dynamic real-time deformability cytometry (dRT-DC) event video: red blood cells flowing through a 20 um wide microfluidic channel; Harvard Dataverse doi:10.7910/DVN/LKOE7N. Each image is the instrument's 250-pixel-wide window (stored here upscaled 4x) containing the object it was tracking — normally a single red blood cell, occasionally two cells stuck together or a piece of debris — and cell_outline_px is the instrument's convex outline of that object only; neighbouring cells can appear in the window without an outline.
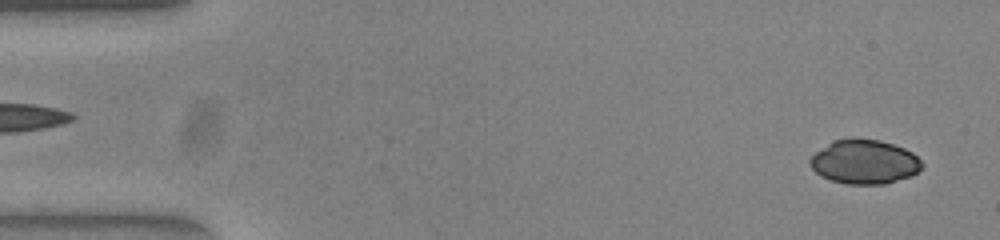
{"species": "common noctule bat (a hibernating species)", "species_latin": "Nyctalus noctula", "temperature_condition": "warm", "stored_images_in_passage": 52, "camera_frame_rate_fps": 3000, "um_per_image_px": 0.085, "animal": {"sex": "female", "body_mass_g": 23.0, "forearm_length_mm": 53.4}, "frame": {"image": 1, "passage_image": 2, "time_ms": 0.333, "image_size_px": [1000, 240], "cell_outline_px": [[924, 164], [912, 176], [884, 184], [848, 184], [832, 180], [816, 172], [812, 168], [808, 160], [816, 152], [832, 140], [852, 136], [856, 136], [880, 140], [904, 148], [912, 152]], "centroid_in_image_um": [73.47, 13.72], "position_along_channel_um": 11.5, "area_um2": 29.02}}